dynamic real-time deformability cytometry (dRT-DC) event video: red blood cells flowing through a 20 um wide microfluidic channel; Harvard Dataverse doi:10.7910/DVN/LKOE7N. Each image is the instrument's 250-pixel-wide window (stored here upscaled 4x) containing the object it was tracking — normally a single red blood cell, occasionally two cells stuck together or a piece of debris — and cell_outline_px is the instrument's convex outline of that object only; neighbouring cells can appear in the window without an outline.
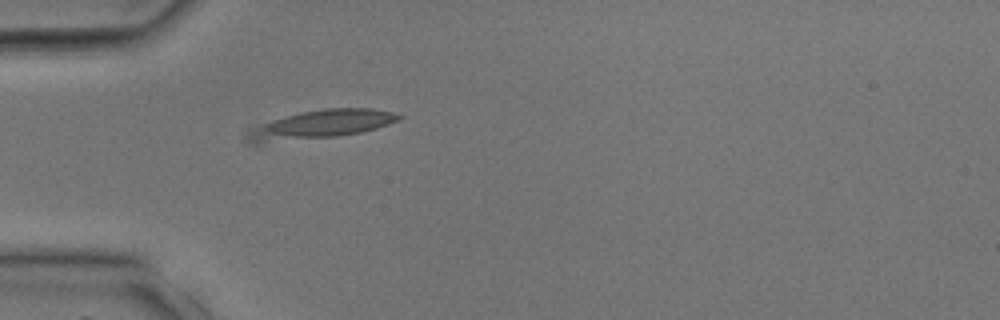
{"species": "common noctule bat (a hibernating species)", "species_latin": "Nyctalus noctula", "temperature_condition": "room temperature", "stored_images_in_passage": 17, "camera_frame_rate_fps": 3000, "um_per_image_px": 0.085, "animal": {"sex": "male", "body_mass_g": 17.9, "forearm_length_mm": 54.2}, "frame": {"image": 1, "passage_image": 1, "time_ms": 0.0, "image_size_px": [1000, 320], "cell_outline_px": [[404, 116], [400, 120], [376, 128], [360, 132], [340, 136], [256, 144], [252, 144], [244, 140], [244, 136], [248, 128], [272, 120], [300, 112], [324, 108], [372, 108], [392, 112]], "centroid_in_image_um": [27.18, 10.59], "position_along_channel_um": 57.8, "area_um2": 25.55}}
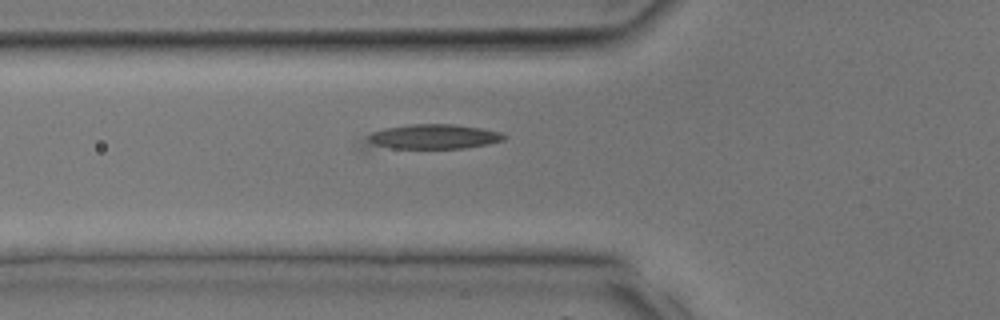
{"frame": {"image": 2, "passage_image": 3, "time_ms": 0.667, "image_size_px": [1000, 320], "cell_outline_px": [[508, 136], [504, 140], [488, 144], [464, 148], [364, 152], [360, 152], [356, 148], [356, 144], [364, 136], [372, 132], [384, 128], [412, 124], [452, 124], [480, 128], [500, 132]], "centroid_in_image_um": [36.32, 11.72], "position_along_channel_um": 89.5, "area_um2": 22.37}}